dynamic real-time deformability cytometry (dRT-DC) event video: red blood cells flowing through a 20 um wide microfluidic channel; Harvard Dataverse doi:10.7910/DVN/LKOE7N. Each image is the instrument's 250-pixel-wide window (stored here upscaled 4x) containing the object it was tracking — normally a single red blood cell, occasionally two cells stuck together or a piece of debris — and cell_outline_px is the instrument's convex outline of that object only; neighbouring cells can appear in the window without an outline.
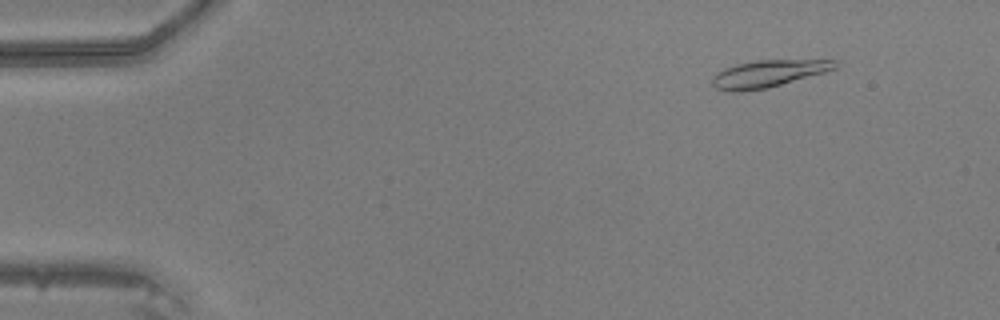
{"species": "common noctule bat (a hibernating species)", "species_latin": "Nyctalus noctula", "temperature_condition": "warm", "stored_images_in_passage": 48, "camera_frame_rate_fps": 3000, "um_per_image_px": 0.085, "animal": {"sex": "male", "body_mass_g": 20.5, "forearm_length_mm": 52.5}, "frame": {"image": 1, "passage_image": 6, "time_ms": 1.667, "image_size_px": [1000, 320], "cell_outline_px": [[840, 60], [836, 68], [824, 72], [768, 88], [740, 92], [732, 92], [716, 88], [712, 84], [712, 76], [716, 72], [724, 68], [736, 64], [756, 60]], "centroid_in_image_um": [65.26, 6.26], "position_along_channel_um": 19.7, "area_um2": 19.42}}
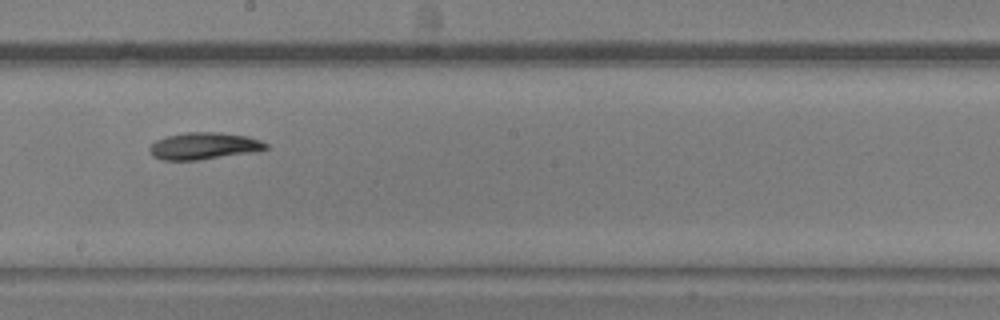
{"frame": {"image": 2, "passage_image": 28, "time_ms": 9.0, "image_size_px": [1000, 320], "cell_outline_px": [[268, 148], [256, 152], [200, 160], [164, 160], [152, 156], [148, 152], [148, 148], [156, 140], [164, 136], [184, 132], [220, 132], [248, 136], [260, 140], [268, 144]], "centroid_in_image_um": [17.32, 12.4], "position_along_channel_um": 230.9, "area_um2": 18.61}}
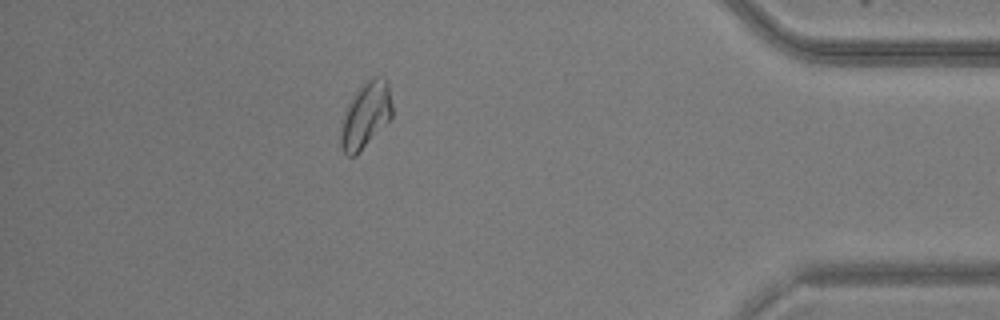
{"frame": {"image": 3, "passage_image": 43, "time_ms": 14.0, "image_size_px": [1000, 320], "cell_outline_px": [[392, 116], [356, 156], [348, 156], [344, 152], [340, 144], [340, 132], [344, 112], [356, 88], [364, 80], [372, 76], [384, 76], [388, 80], [392, 104]], "centroid_in_image_um": [31.08, 9.72], "position_along_channel_um": 404.1, "area_um2": 20.06}}